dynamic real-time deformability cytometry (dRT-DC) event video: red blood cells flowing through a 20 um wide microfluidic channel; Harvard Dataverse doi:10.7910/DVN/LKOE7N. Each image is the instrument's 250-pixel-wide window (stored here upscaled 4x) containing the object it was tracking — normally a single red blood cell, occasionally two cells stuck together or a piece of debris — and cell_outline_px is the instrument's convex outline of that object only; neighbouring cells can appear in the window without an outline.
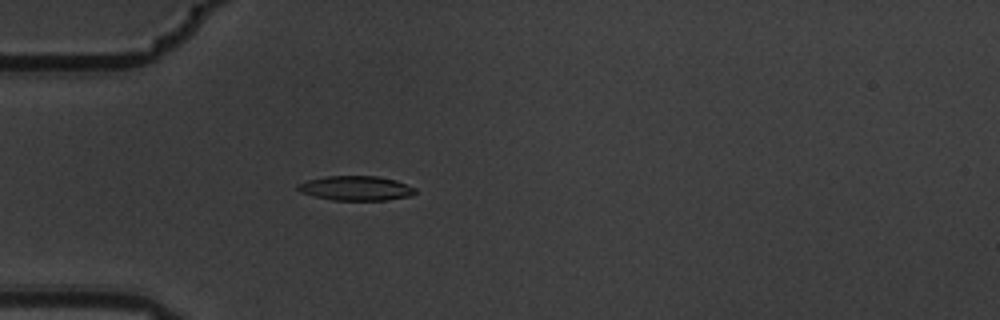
{"species": "common noctule bat (a hibernating species)", "species_latin": "Nyctalus noctula", "temperature_condition": "warm", "stored_images_in_passage": 1, "camera_frame_rate_fps": 3000, "um_per_image_px": 0.085, "animal": {"sex": "male", "body_mass_g": 19.5, "forearm_length_mm": 54.6}, "frame": {"image": 1, "passage_image": 1, "time_ms": 0.0, "image_size_px": [1000, 320], "cell_outline_px": [[416, 192], [408, 196], [384, 200], [332, 200], [300, 192], [296, 188], [296, 184], [308, 180], [324, 176], [376, 176], [396, 180], [416, 188]], "centroid_in_image_um": [30.22, 15.99], "position_along_channel_um": 54.8, "area_um2": 16.7}}